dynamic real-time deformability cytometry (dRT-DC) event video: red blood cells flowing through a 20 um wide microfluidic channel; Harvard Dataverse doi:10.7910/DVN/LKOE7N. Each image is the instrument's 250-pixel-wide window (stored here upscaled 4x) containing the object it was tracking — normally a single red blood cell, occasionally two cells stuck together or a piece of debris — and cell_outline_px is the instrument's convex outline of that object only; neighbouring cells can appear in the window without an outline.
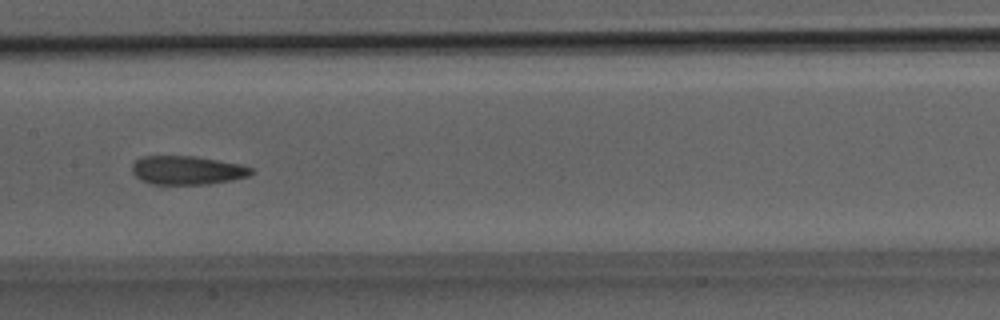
{"species": "Egyptian fruit bat (a non-hibernating species)", "species_latin": "Rousettus aegyptiacus", "temperature_condition": "room temperature", "stored_images_in_passage": 26, "camera_frame_rate_fps": 3000, "um_per_image_px": 0.085, "animal": {"sex": "male"}, "frame": {"image": 1, "passage_image": 10, "time_ms": 3.0, "image_size_px": [1000, 320], "cell_outline_px": [[256, 172], [248, 176], [232, 180], [208, 184], [152, 184], [140, 180], [132, 172], [132, 164], [140, 156], [196, 156], [244, 164], [252, 168]], "centroid_in_image_um": [15.94, 14.46], "position_along_channel_um": 191.5, "area_um2": 20.23}}
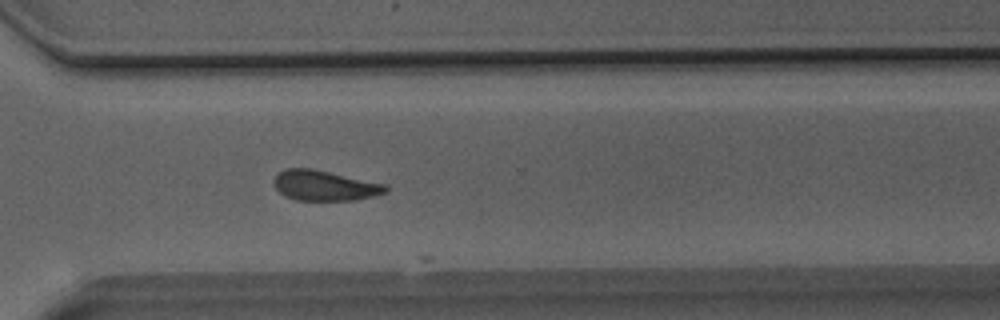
{"frame": {"image": 2, "passage_image": 17, "time_ms": 5.333, "image_size_px": [1000, 320], "cell_outline_px": [[388, 192], [376, 196], [352, 200], [296, 200], [284, 196], [276, 188], [272, 180], [284, 168], [312, 168], [384, 184], [388, 188]], "centroid_in_image_um": [27.58, 15.77], "position_along_channel_um": 343.0, "area_um2": 19.65}}
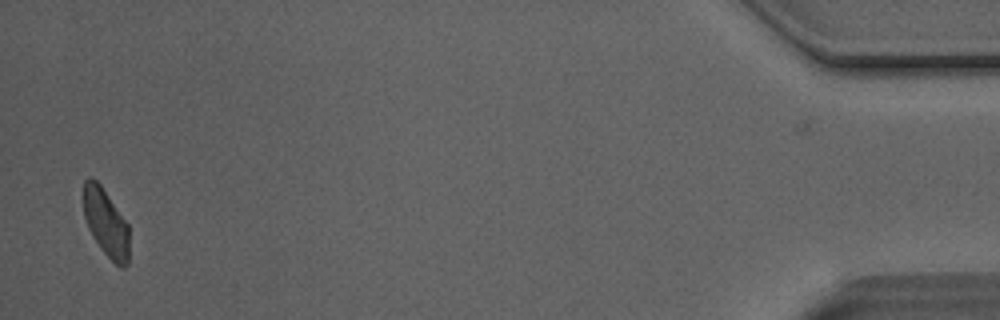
{"frame": {"image": 3, "passage_image": 25, "time_ms": 8.0, "image_size_px": [1000, 320], "cell_outline_px": [[128, 264], [124, 268], [120, 268], [100, 248], [92, 236], [88, 228], [84, 216], [84, 180], [88, 176], [92, 176], [100, 184], [128, 224]], "centroid_in_image_um": [8.99, 18.93], "position_along_channel_um": 426.2, "area_um2": 17.92}}